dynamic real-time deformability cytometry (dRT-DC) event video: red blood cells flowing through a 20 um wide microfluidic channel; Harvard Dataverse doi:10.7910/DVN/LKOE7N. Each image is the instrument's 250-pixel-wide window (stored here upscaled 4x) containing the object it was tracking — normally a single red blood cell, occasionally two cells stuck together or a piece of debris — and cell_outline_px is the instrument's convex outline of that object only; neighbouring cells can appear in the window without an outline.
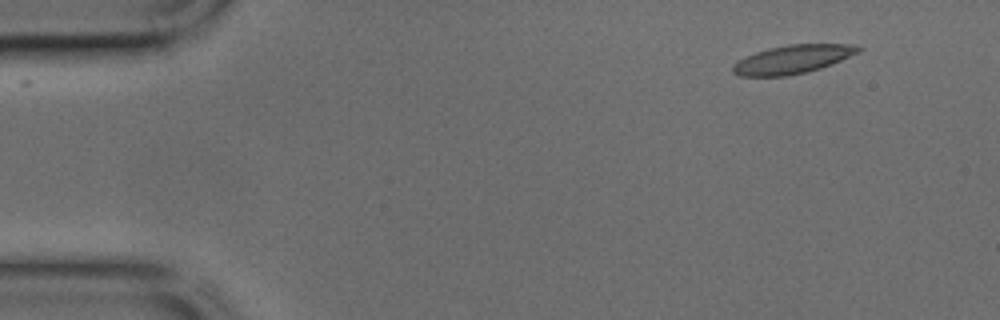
{"species": "common noctule bat (a hibernating species)", "species_latin": "Nyctalus noctula", "temperature_condition": "cold", "stored_images_in_passage": 29, "camera_frame_rate_fps": 3000, "um_per_image_px": 0.085, "animal": {"sex": "male", "body_mass_g": 17.9, "forearm_length_mm": 54.2}, "frame": {"image": 1, "passage_image": 1, "time_ms": 0.0, "image_size_px": [1000, 320], "cell_outline_px": [[864, 48], [860, 52], [820, 68], [788, 76], [740, 76], [732, 72], [732, 64], [756, 52], [768, 48], [788, 44], [856, 44]], "centroid_in_image_um": [67.39, 5.03], "position_along_channel_um": 17.6, "area_um2": 20.75}}
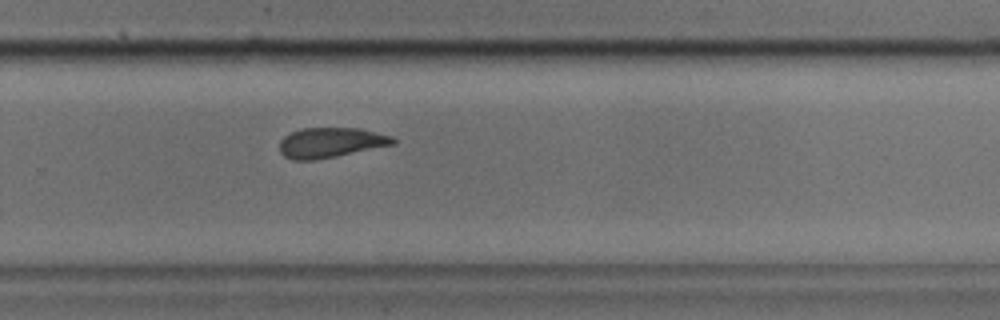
{"frame": {"image": 2, "passage_image": 26, "time_ms": 8.333, "image_size_px": [1000, 320], "cell_outline_px": [[396, 144], [336, 156], [312, 160], [292, 160], [284, 156], [280, 152], [280, 140], [284, 136], [300, 128], [360, 128], [392, 136], [396, 140]], "centroid_in_image_um": [28.11, 12.11], "position_along_channel_um": 301.7, "area_um2": 19.88}}
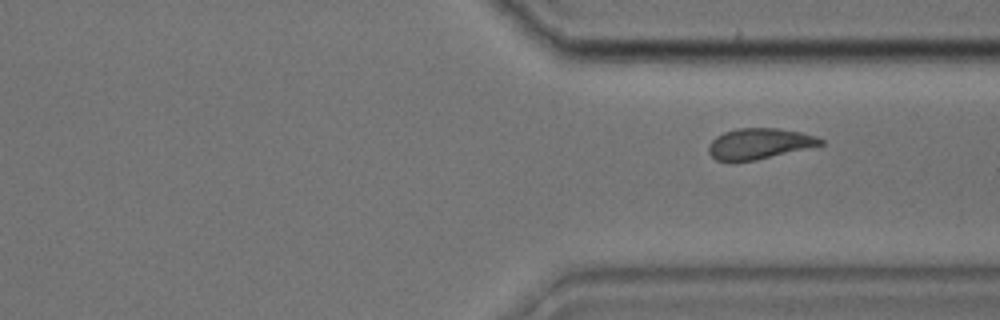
{"frame": {"image": 3, "passage_image": 29, "time_ms": 9.333, "image_size_px": [1000, 320], "cell_outline_px": [[824, 144], [756, 160], [716, 160], [708, 152], [708, 144], [716, 136], [724, 132], [736, 128], [776, 128], [800, 132], [816, 136], [824, 140]], "centroid_in_image_um": [64.53, 12.19], "position_along_channel_um": 346.9, "area_um2": 19.83}}